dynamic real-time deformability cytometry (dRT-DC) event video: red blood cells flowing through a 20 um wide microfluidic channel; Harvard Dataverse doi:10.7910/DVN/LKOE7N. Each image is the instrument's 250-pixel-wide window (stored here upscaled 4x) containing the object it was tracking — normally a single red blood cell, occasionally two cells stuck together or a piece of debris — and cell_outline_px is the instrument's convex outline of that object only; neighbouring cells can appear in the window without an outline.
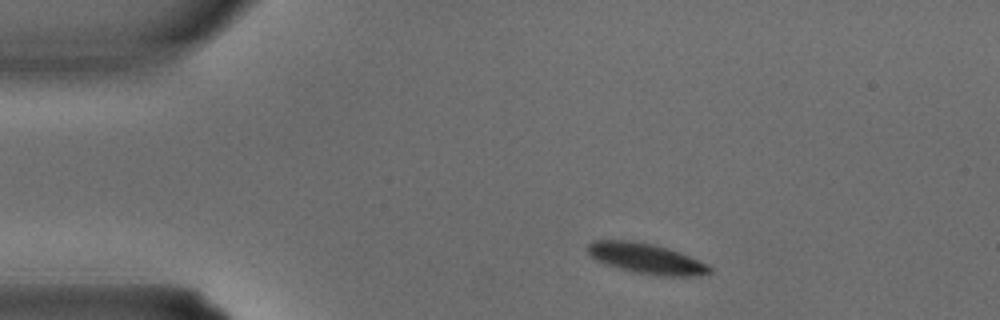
{"species": "common noctule bat (a hibernating species)", "species_latin": "Nyctalus noctula", "temperature_condition": "warm", "stored_images_in_passage": 2, "camera_frame_rate_fps": 3000, "um_per_image_px": 0.085, "animal": {"sex": "male", "body_mass_g": 15.6}, "frame": {"image": 1, "passage_image": 1, "time_ms": 0.0, "image_size_px": [1000, 320], "cell_outline_px": [[712, 272], [700, 276], [664, 276], [636, 272], [604, 264], [596, 260], [588, 252], [588, 244], [592, 240], [628, 240], [652, 244], [668, 248], [680, 252], [708, 264], [712, 268]], "centroid_in_image_um": [54.96, 21.97], "position_along_channel_um": 30.0, "area_um2": 21.5}}